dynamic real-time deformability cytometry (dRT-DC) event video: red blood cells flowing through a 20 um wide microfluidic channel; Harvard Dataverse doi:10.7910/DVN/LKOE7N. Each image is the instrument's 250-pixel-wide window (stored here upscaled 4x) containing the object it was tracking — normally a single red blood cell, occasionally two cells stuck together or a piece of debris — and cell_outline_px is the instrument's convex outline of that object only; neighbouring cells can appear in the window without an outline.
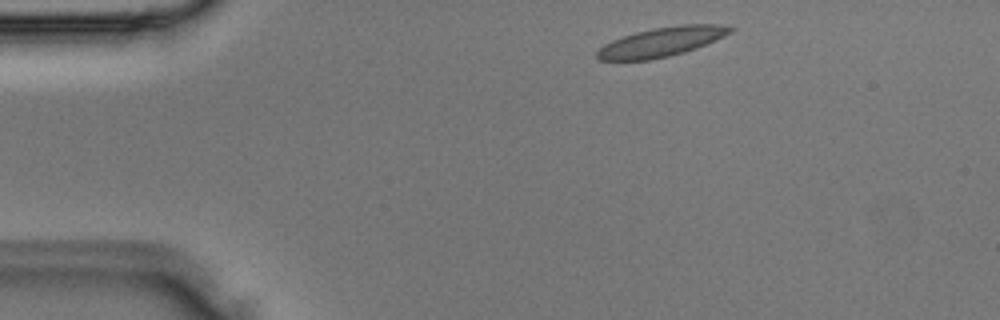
{"species": "Egyptian fruit bat (a non-hibernating species)", "species_latin": "Rousettus aegyptiacus", "temperature_condition": "room temperature", "stored_images_in_passage": 3, "camera_frame_rate_fps": 3000, "um_per_image_px": 0.085, "animal": {"sex": "male"}, "frame": {"image": 1, "passage_image": 1, "time_ms": 0.0, "image_size_px": [1000, 320], "cell_outline_px": [[736, 28], [732, 32], [724, 36], [696, 48], [684, 52], [652, 60], [600, 60], [596, 56], [596, 52], [604, 44], [612, 40], [636, 32], [656, 28], [680, 24], [720, 24]], "centroid_in_image_um": [56.25, 3.56], "position_along_channel_um": 28.7, "area_um2": 22.6}}